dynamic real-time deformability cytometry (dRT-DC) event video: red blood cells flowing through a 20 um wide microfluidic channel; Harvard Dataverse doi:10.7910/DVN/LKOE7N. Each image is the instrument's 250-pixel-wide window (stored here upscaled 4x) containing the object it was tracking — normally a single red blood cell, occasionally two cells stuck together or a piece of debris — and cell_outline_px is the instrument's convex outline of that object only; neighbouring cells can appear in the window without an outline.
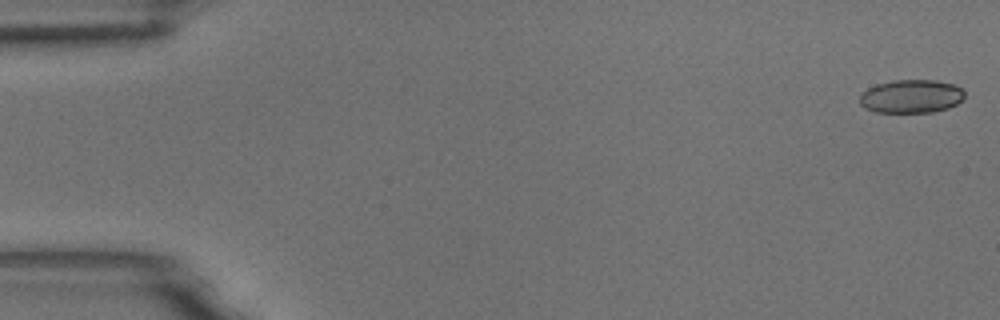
{"species": "common noctule bat (a hibernating species)", "species_latin": "Nyctalus noctula", "temperature_condition": "room temperature", "stored_images_in_passage": 5, "camera_frame_rate_fps": 3000, "um_per_image_px": 0.085, "animal": {"sex": "male", "body_mass_g": 18.8}, "frame": {"image": 1, "passage_image": 1, "time_ms": 0.0, "image_size_px": [1000, 320], "cell_outline_px": [[964, 96], [956, 104], [948, 108], [932, 112], [876, 112], [864, 108], [860, 104], [860, 96], [868, 88], [876, 84], [892, 80], [936, 80], [952, 84], [960, 88], [964, 92]], "centroid_in_image_um": [77.43, 8.19], "position_along_channel_um": 7.6, "area_um2": 20.29}}
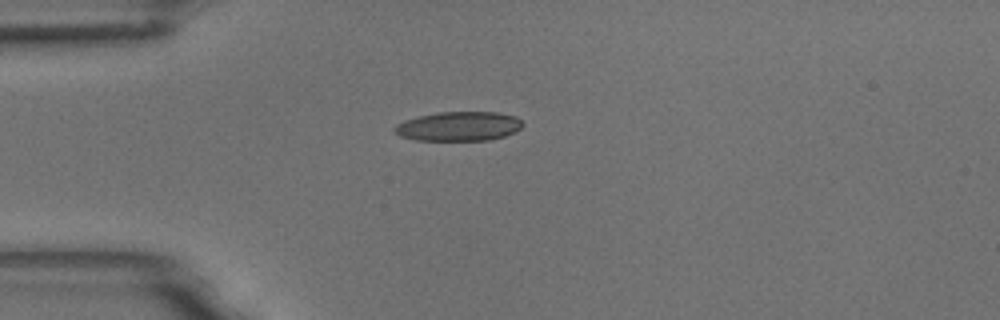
{"frame": {"image": 2, "passage_image": 5, "time_ms": 1.333, "image_size_px": [1000, 320], "cell_outline_px": [[524, 124], [516, 132], [504, 136], [488, 140], [416, 140], [400, 136], [392, 132], [392, 128], [396, 124], [404, 120], [420, 116], [440, 112], [496, 112], [516, 116]], "centroid_in_image_um": [38.97, 10.74], "position_along_channel_um": 46.0, "area_um2": 21.96}}